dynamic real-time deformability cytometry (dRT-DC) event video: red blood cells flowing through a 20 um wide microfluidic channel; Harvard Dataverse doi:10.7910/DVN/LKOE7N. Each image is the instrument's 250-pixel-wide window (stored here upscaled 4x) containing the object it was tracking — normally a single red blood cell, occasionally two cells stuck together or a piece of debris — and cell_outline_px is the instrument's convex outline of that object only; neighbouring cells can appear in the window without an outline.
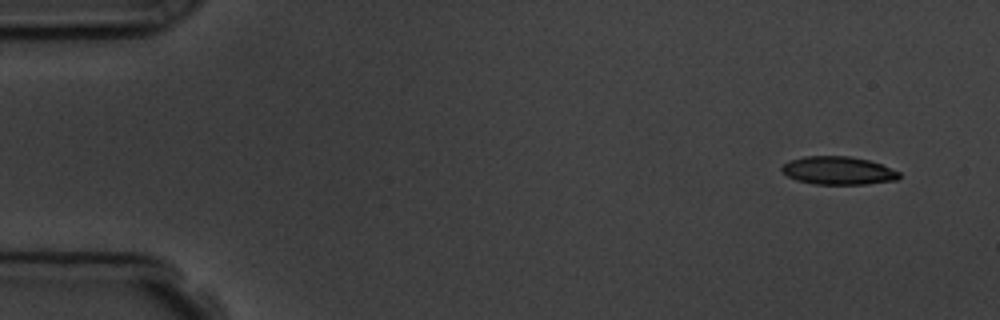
{"species": "common noctule bat (a hibernating species)", "species_latin": "Nyctalus noctula", "temperature_condition": "room temperature", "stored_images_in_passage": 5, "camera_frame_rate_fps": 3000, "um_per_image_px": 0.085, "animal": {"sex": "male", "body_mass_g": 19.5, "forearm_length_mm": 54.6}, "frame": {"image": 1, "passage_image": 1, "time_ms": 0.0, "image_size_px": [1000, 320], "cell_outline_px": [[900, 176], [896, 180], [864, 184], [816, 184], [796, 180], [788, 176], [780, 168], [788, 160], [804, 156], [848, 156], [868, 160], [880, 164], [900, 172]], "centroid_in_image_um": [71.22, 14.49], "position_along_channel_um": 13.8, "area_um2": 19.07}}
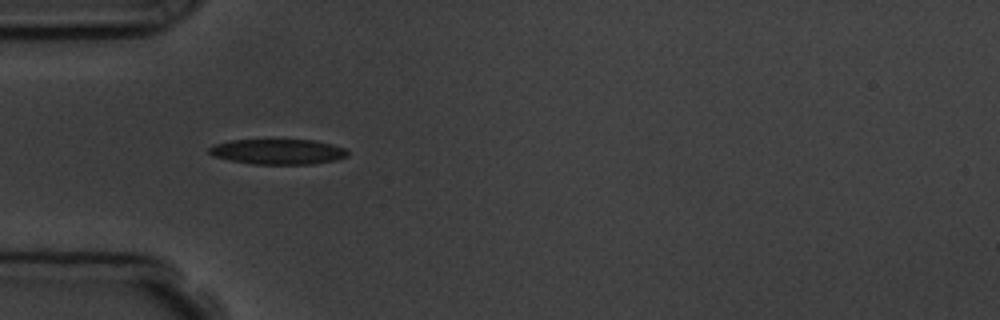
{"frame": {"image": 2, "passage_image": 4, "time_ms": 4.333, "image_size_px": [1000, 320], "cell_outline_px": [[348, 156], [336, 160], [312, 164], [252, 164], [228, 160], [212, 156], [208, 152], [208, 148], [216, 144], [232, 140], [316, 140], [332, 144], [344, 148], [348, 152]], "centroid_in_image_um": [23.62, 12.9], "position_along_channel_um": 61.4, "area_um2": 20.46}}